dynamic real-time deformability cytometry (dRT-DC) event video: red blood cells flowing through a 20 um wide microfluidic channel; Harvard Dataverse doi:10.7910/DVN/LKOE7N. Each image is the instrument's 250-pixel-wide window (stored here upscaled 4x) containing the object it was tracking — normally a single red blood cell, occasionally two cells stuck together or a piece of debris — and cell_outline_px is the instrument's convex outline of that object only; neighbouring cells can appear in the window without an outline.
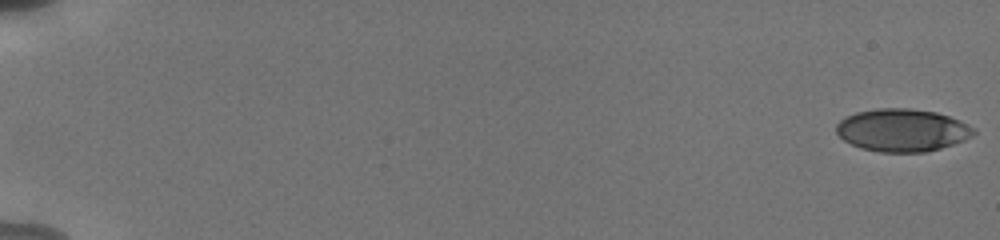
{"species": "human", "species_latin": "Homo sapiens", "temperature_condition": "cold", "stored_images_in_passage": 56, "camera_frame_rate_fps": 3000, "um_per_image_px": 0.085, "donor": {"sex": "male"}, "frame": {"image": 1, "passage_image": 1, "time_ms": 0.0, "image_size_px": [1000, 240], "cell_outline_px": [[976, 132], [972, 136], [964, 140], [940, 148], [924, 152], [880, 152], [860, 148], [844, 140], [836, 132], [836, 124], [840, 120], [856, 112], [876, 108], [908, 108], [936, 112], [960, 120], [976, 128]], "centroid_in_image_um": [76.7, 11.06], "position_along_channel_um": 8.3, "area_um2": 34.16}}
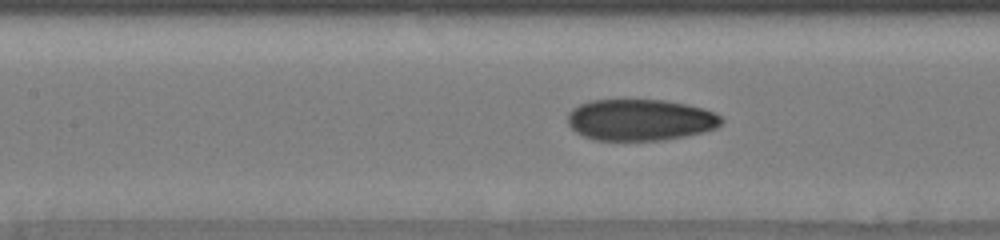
{"frame": {"image": 2, "passage_image": 28, "time_ms": 9.0, "image_size_px": [1000, 240], "cell_outline_px": [[724, 120], [716, 128], [704, 132], [664, 140], [596, 140], [584, 136], [576, 132], [568, 124], [568, 112], [572, 108], [580, 104], [592, 100], [664, 100], [688, 104], [704, 108], [716, 112]], "centroid_in_image_um": [54.44, 10.18], "position_along_channel_um": 153.0, "area_um2": 37.28}}
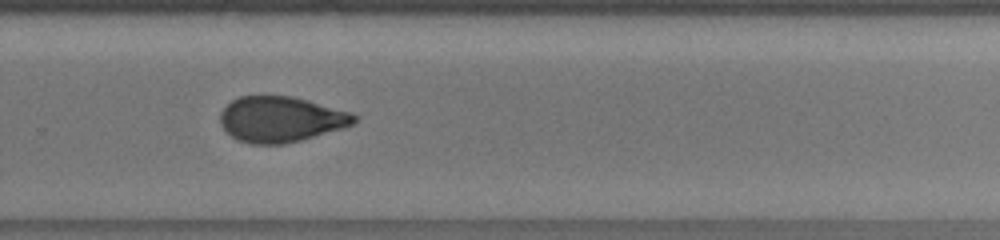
{"frame": {"image": 3, "passage_image": 40, "time_ms": 13.0, "image_size_px": [1000, 240], "cell_outline_px": [[360, 116], [352, 124], [344, 128], [300, 140], [284, 144], [252, 144], [240, 140], [232, 136], [220, 124], [220, 112], [232, 100], [240, 96], [264, 92], [292, 96], [308, 100], [352, 112]], "centroid_in_image_um": [23.87, 10.09], "position_along_channel_um": 305.9, "area_um2": 36.3}, "authors_computed_cell_mechanics": {"area_um2": 35.6337, "velocity_mm_per_s": 3.8459, "shape_relaxation_time_tau1_ms": 6.2515, "shape_relaxation_time_tau2_ms": 1.7949, "deformation_change_tau1": 0.161, "deformation_change_tau2": 0.0714}}